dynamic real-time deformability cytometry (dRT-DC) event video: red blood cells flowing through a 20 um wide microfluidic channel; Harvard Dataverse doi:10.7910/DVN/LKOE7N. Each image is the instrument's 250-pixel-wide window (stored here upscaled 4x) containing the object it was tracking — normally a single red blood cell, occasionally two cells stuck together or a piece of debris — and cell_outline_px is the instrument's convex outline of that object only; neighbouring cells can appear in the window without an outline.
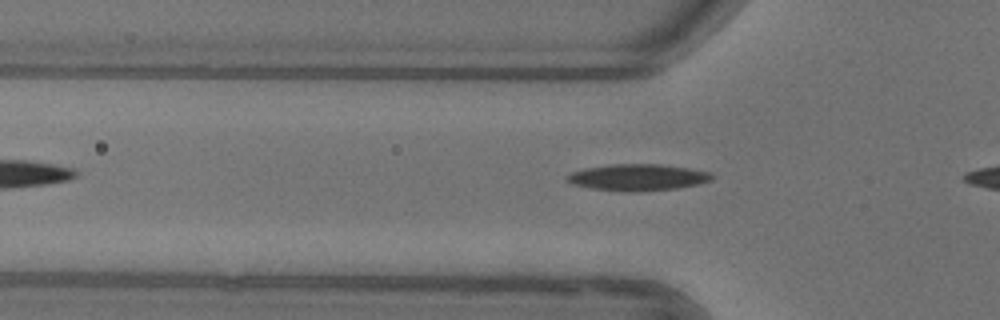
{"species": "common noctule bat (a hibernating species)", "species_latin": "Nyctalus noctula", "temperature_condition": "warm", "stored_images_in_passage": 12, "camera_frame_rate_fps": 3000, "um_per_image_px": 0.085, "animal": {"sex": "female"}, "frame": {"image": 1, "passage_image": 9, "time_ms": 2.667, "image_size_px": [1000, 320], "cell_outline_px": [[712, 180], [696, 184], [676, 188], [628, 192], [592, 188], [572, 184], [568, 180], [568, 176], [572, 172], [584, 168], [608, 164], [660, 164], [688, 168], [712, 172]], "centroid_in_image_um": [54.21, 15.06], "position_along_channel_um": 71.6, "area_um2": 22.14}}